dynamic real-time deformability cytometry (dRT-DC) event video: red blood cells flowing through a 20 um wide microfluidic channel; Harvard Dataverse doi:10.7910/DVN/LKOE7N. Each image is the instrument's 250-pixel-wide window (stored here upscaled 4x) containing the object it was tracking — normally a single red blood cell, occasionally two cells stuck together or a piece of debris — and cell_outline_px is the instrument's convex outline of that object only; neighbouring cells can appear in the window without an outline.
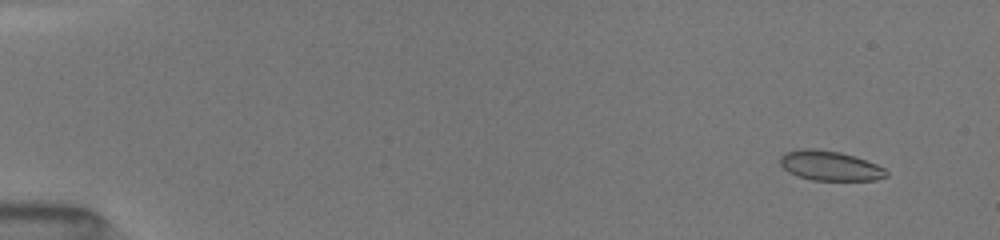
{"species": "common noctule bat (a hibernating species)", "species_latin": "Nyctalus noctula", "temperature_condition": "room temperature", "stored_images_in_passage": 29, "camera_frame_rate_fps": 3000, "um_per_image_px": 0.085, "animal": {"sex": "female", "body_mass_g": 19.5, "forearm_length_mm": 54.1}, "frame": {"image": 1, "passage_image": 3, "time_ms": 1.333, "image_size_px": [1000, 240], "cell_outline_px": [[888, 176], [876, 180], [812, 180], [788, 172], [780, 164], [780, 156], [784, 152], [800, 148], [812, 148], [840, 152], [876, 164], [884, 168], [888, 172]], "centroid_in_image_um": [70.52, 14.08], "position_along_channel_um": 14.5, "area_um2": 18.32}}
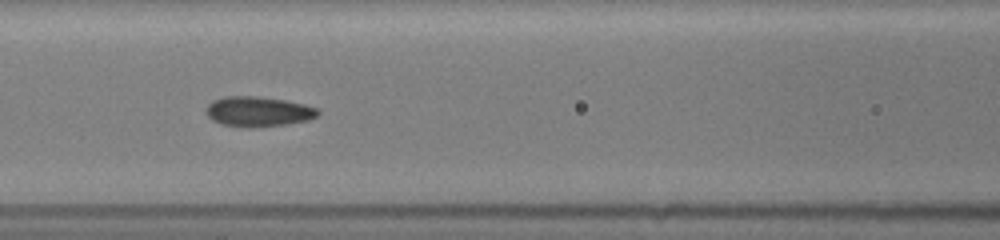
{"frame": {"image": 2, "passage_image": 17, "time_ms": 8.0, "image_size_px": [1000, 240], "cell_outline_px": [[320, 112], [316, 116], [308, 120], [288, 124], [252, 128], [248, 128], [220, 124], [212, 120], [208, 116], [208, 104], [212, 100], [224, 96], [256, 96], [284, 100], [304, 104], [320, 108]], "centroid_in_image_um": [21.97, 9.49], "position_along_channel_um": 144.6, "area_um2": 19.71}}
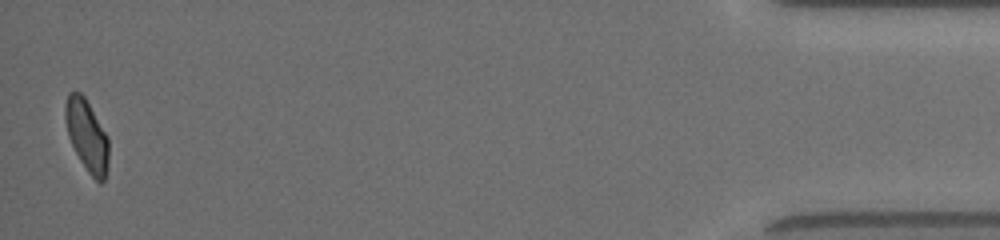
{"frame": {"image": 3, "passage_image": 29, "time_ms": 17.0, "image_size_px": [1000, 240], "cell_outline_px": [[108, 168], [104, 180], [100, 184], [88, 172], [80, 160], [68, 136], [64, 120], [64, 104], [68, 92], [80, 92], [84, 96], [108, 136]], "centroid_in_image_um": [7.37, 11.5], "position_along_channel_um": 427.8, "area_um2": 18.21}, "authors_computed_cell_mechanics": {"area_um2": 18.7272, "velocity_mm_per_s": 4.0425, "shape_relaxation_time_tau1_ms": 3.9168, "shape_relaxation_time_tau2_ms": 0.5787, "deformation_change_tau1": 0.1043, "deformation_change_tau2": 0.033}}